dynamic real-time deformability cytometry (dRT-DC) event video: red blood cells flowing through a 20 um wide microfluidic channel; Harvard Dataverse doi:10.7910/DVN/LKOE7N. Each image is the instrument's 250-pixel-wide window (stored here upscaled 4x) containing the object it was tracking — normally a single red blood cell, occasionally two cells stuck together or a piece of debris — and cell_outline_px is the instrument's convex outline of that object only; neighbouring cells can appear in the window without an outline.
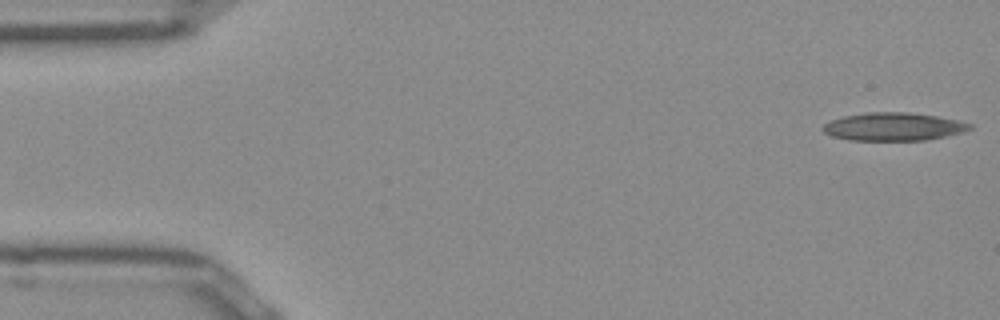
{"species": "Egyptian fruit bat (a non-hibernating species)", "species_latin": "Rousettus aegyptiacus", "temperature_condition": "room temperature", "stored_images_in_passage": 50, "camera_frame_rate_fps": 3000, "um_per_image_px": 0.085, "frame": {"image": 1, "passage_image": 1, "time_ms": 0.0, "image_size_px": [1000, 320], "cell_outline_px": [[972, 128], [960, 132], [944, 136], [924, 140], [848, 140], [832, 136], [824, 132], [820, 128], [824, 124], [832, 120], [844, 116], [864, 112], [908, 112], [936, 116], [956, 120], [972, 124]], "centroid_in_image_um": [75.89, 10.76], "position_along_channel_um": 9.1, "area_um2": 23.81}}
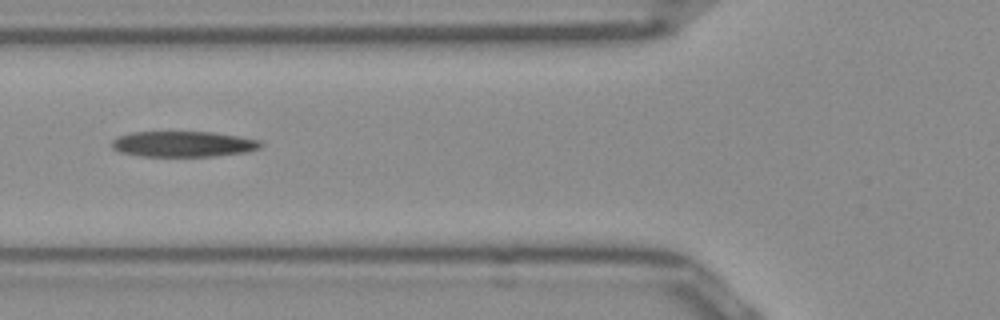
{"frame": {"image": 2, "passage_image": 18, "time_ms": 5.667, "image_size_px": [1000, 320], "cell_outline_px": [[264, 144], [260, 148], [248, 152], [216, 156], [144, 156], [120, 152], [112, 148], [112, 140], [120, 136], [132, 132], [212, 132], [260, 140]], "centroid_in_image_um": [15.61, 12.25], "position_along_channel_um": 110.2, "area_um2": 22.2}}
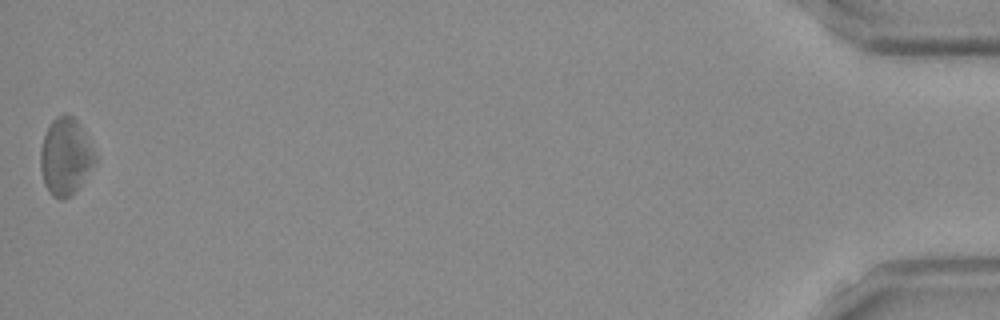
{"frame": {"image": 3, "passage_image": 50, "time_ms": 16.333, "image_size_px": [1000, 320], "cell_outline_px": [[96, 160], [72, 196], [64, 200], [60, 200], [52, 196], [44, 184], [40, 168], [40, 148], [48, 124], [56, 116], [64, 112], [68, 112], [76, 120], [92, 148], [96, 156]], "centroid_in_image_um": [5.52, 13.31], "position_along_channel_um": 429.7, "area_um2": 24.39}, "authors_computed_cell_mechanics": {"area_um2": 23.0622, "velocity_mm_per_s": 3.9478, "shape_relaxation_time_tau1_ms": null, "shape_relaxation_time_tau2_ms": 3.5783, "deformation_change_tau1": null, "deformation_change_tau2": 0.1425}}